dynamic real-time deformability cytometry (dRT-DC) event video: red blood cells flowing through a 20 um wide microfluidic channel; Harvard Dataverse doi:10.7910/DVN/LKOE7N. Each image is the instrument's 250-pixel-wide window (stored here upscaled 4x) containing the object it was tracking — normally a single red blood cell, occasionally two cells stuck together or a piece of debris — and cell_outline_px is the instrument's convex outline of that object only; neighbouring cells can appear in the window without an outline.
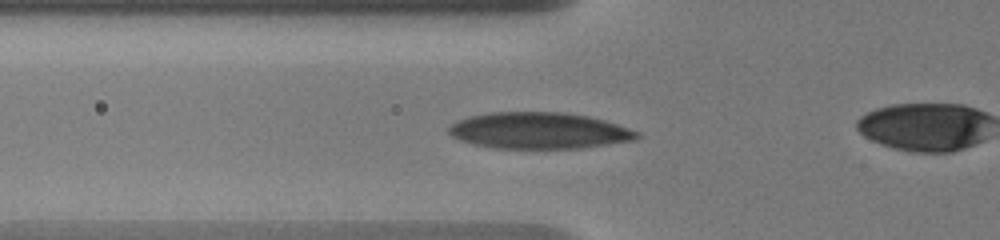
{"species": "human", "species_latin": "Homo sapiens", "temperature_condition": "warm", "stored_images_in_passage": 51, "camera_frame_rate_fps": 3000, "um_per_image_px": 0.085, "donor": {"sex": "male"}, "frame": {"image": 1, "passage_image": 23, "time_ms": 7.0, "image_size_px": [1000, 240], "cell_outline_px": [[640, 136], [636, 140], [580, 148], [496, 148], [476, 144], [460, 140], [452, 136], [448, 132], [448, 128], [456, 120], [468, 116], [488, 112], [564, 112], [588, 116], [604, 120], [640, 132]], "centroid_in_image_um": [45.81, 11.09], "position_along_channel_um": 80.0, "area_um2": 39.88}}
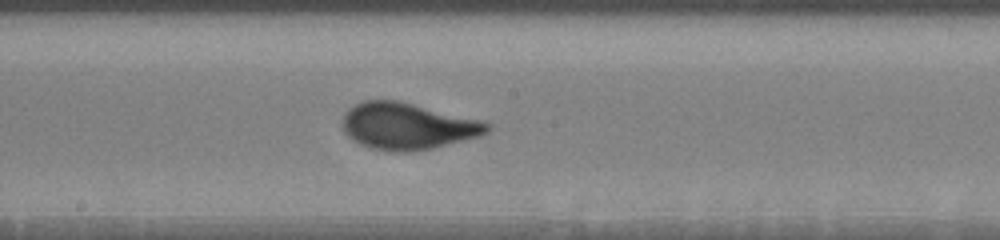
{"frame": {"image": 2, "passage_image": 30, "time_ms": 10.667, "image_size_px": [1000, 240], "cell_outline_px": [[492, 128], [488, 132], [480, 136], [432, 148], [408, 152], [388, 152], [372, 148], [360, 144], [352, 140], [344, 132], [344, 112], [348, 108], [364, 100], [396, 100], [476, 120], [488, 124]], "centroid_in_image_um": [34.58, 10.74], "position_along_channel_um": 213.6, "area_um2": 38.67}}
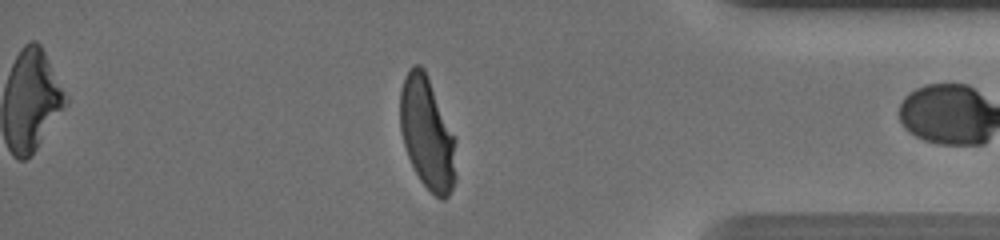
{"frame": {"image": 3, "passage_image": 50, "time_ms": 16.333, "image_size_px": [1000, 240], "cell_outline_px": [[456, 180], [448, 196], [444, 200], [440, 200], [420, 180], [408, 156], [400, 132], [400, 92], [404, 76], [408, 68], [412, 64], [420, 64], [424, 68], [428, 76], [456, 136]], "centroid_in_image_um": [36.33, 11.3], "position_along_channel_um": 398.9, "area_um2": 37.17}}